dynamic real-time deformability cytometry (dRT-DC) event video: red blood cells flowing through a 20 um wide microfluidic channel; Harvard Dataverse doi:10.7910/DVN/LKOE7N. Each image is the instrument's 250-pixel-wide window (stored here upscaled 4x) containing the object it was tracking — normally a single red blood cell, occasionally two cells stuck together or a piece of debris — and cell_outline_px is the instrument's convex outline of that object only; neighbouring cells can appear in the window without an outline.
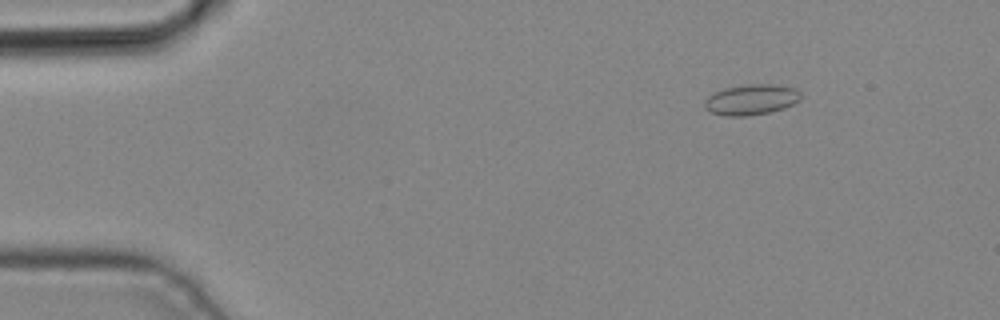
{"species": "common noctule bat (a hibernating species)", "species_latin": "Nyctalus noctula", "temperature_condition": "cold", "stored_images_in_passage": 3, "camera_frame_rate_fps": 3000, "um_per_image_px": 0.085, "animal": {"sex": "male", "body_mass_g": 19.2, "forearm_length_mm": 51.8}, "frame": {"image": 1, "passage_image": 1, "time_ms": 0.0, "image_size_px": [1000, 320], "cell_outline_px": [[800, 100], [784, 108], [768, 112], [744, 116], [724, 116], [708, 112], [704, 108], [704, 100], [708, 96], [724, 88], [748, 84], [772, 84], [796, 88], [800, 92]], "centroid_in_image_um": [63.82, 8.47], "position_along_channel_um": 21.2, "area_um2": 17.17}}